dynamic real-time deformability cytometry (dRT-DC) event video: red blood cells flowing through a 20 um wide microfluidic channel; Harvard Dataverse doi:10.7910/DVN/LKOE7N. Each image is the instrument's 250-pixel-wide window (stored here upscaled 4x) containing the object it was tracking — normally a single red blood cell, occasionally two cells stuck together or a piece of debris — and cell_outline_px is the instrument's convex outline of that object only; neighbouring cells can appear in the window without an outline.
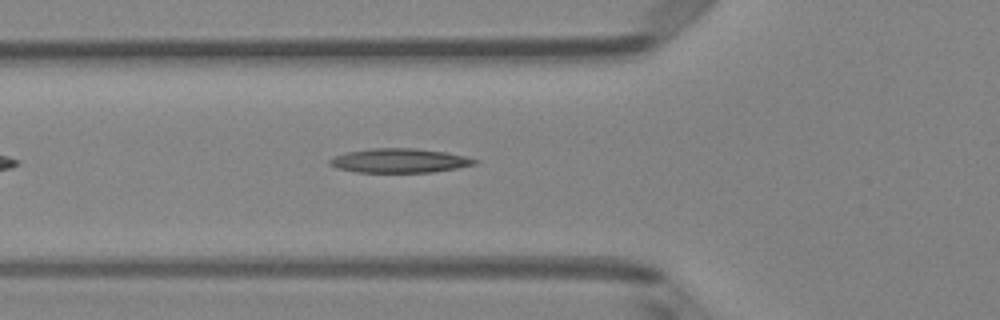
{"species": "Egyptian fruit bat (a non-hibernating species)", "species_latin": "Rousettus aegyptiacus", "temperature_condition": "room temperature", "stored_images_in_passage": 33, "camera_frame_rate_fps": 3000, "um_per_image_px": 0.085, "animal": {"sex": "female"}, "frame": {"image": 1, "passage_image": 6, "time_ms": 1.667, "image_size_px": [1000, 320], "cell_outline_px": [[480, 160], [476, 164], [456, 168], [432, 172], [356, 172], [336, 168], [328, 164], [328, 160], [336, 156], [348, 152], [372, 148], [416, 148], [444, 152], [464, 156]], "centroid_in_image_um": [33.95, 13.65], "position_along_channel_um": 91.9, "area_um2": 20.35}}
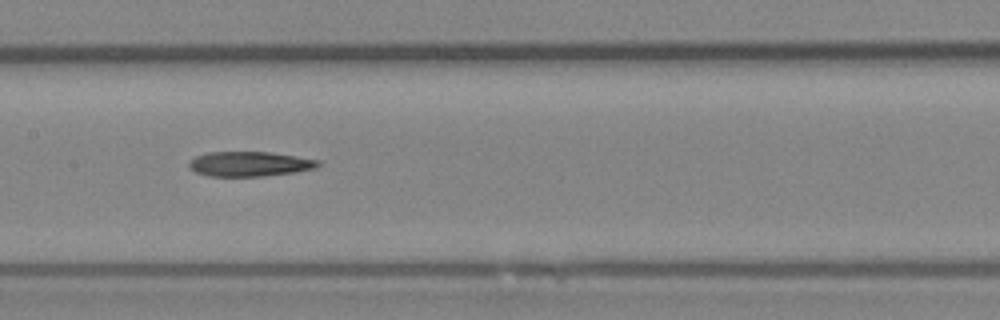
{"frame": {"image": 2, "passage_image": 13, "time_ms": 4.0, "image_size_px": [1000, 320], "cell_outline_px": [[320, 164], [316, 168], [292, 172], [264, 176], [208, 176], [196, 172], [188, 168], [188, 160], [196, 156], [208, 152], [268, 152], [296, 156], [320, 160]], "centroid_in_image_um": [21.17, 13.93], "position_along_channel_um": 186.2, "area_um2": 18.67}}
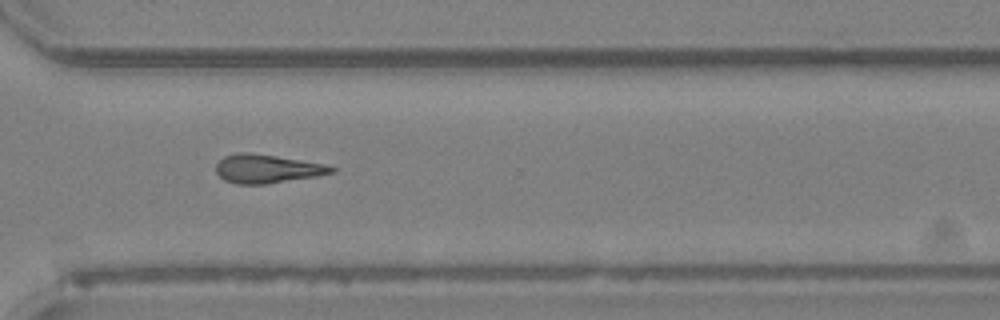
{"frame": {"image": 3, "passage_image": 25, "time_ms": 8.0, "image_size_px": [1000, 320], "cell_outline_px": [[336, 172], [316, 176], [264, 184], [236, 184], [224, 180], [216, 172], [216, 164], [224, 156], [240, 152], [248, 152], [276, 156], [324, 164], [336, 168]], "centroid_in_image_um": [22.68, 14.34], "position_along_channel_um": 347.9, "area_um2": 19.07}}